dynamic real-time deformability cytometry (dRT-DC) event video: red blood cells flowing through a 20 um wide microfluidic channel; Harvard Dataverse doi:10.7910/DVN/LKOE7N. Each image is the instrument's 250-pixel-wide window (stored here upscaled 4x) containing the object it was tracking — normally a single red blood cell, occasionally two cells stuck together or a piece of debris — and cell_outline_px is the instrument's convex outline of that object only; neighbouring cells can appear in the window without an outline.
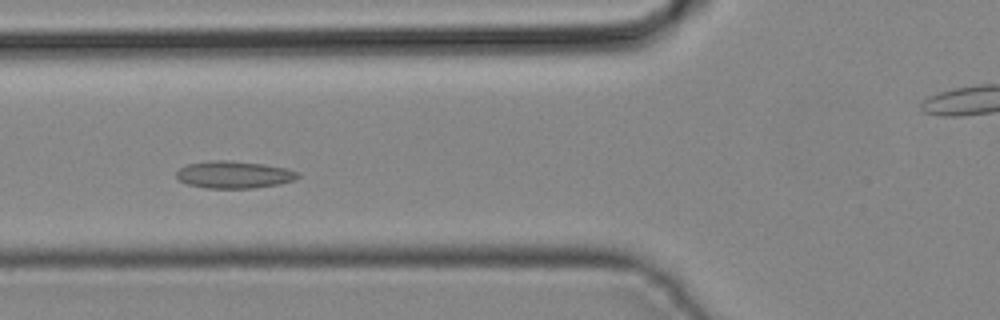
{"species": "common noctule bat (a hibernating species)", "species_latin": "Nyctalus noctula", "temperature_condition": "cold", "stored_images_in_passage": 39, "camera_frame_rate_fps": 3000, "um_per_image_px": 0.085, "animal": {"sex": "male", "body_mass_g": 19.2, "forearm_length_mm": 51.8}, "frame": {"image": 1, "passage_image": 11, "time_ms": 3.333, "image_size_px": [1000, 320], "cell_outline_px": [[300, 176], [296, 180], [280, 184], [252, 188], [208, 188], [188, 184], [180, 180], [176, 176], [176, 172], [180, 168], [188, 164], [212, 160], [228, 160], [264, 164], [288, 168], [300, 172]], "centroid_in_image_um": [19.95, 14.84], "position_along_channel_um": 105.8, "area_um2": 19.36}}
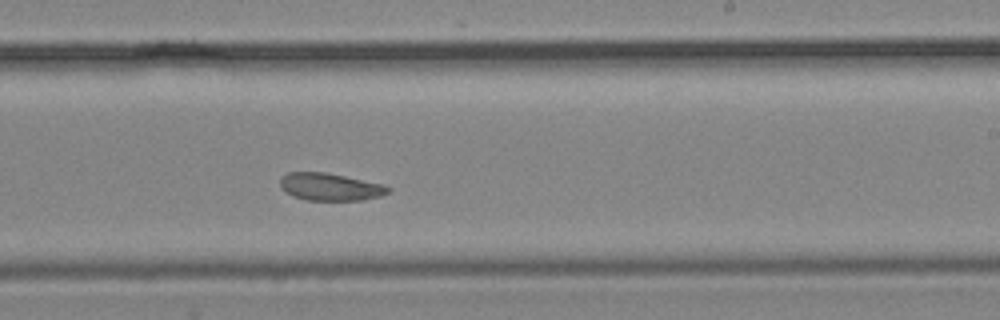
{"frame": {"image": 2, "passage_image": 21, "time_ms": 6.667, "image_size_px": [1000, 320], "cell_outline_px": [[392, 188], [388, 192], [380, 196], [360, 200], [304, 200], [292, 196], [280, 188], [280, 176], [288, 172], [324, 172], [384, 184]], "centroid_in_image_um": [28.02, 15.88], "position_along_channel_um": 261.0, "area_um2": 17.34}}
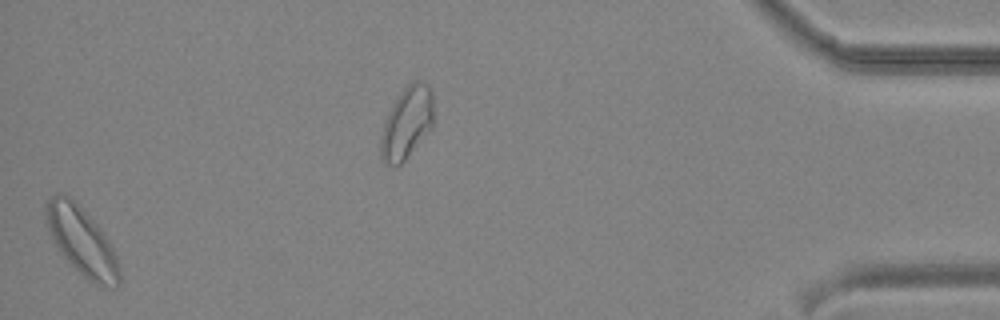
{"frame": {"image": 3, "passage_image": 38, "time_ms": 12.333, "image_size_px": [1000, 320], "cell_outline_px": [[120, 284], [116, 288], [96, 284], [88, 280], [60, 252], [52, 240], [48, 228], [44, 208], [48, 200], [56, 192], [68, 196], [100, 228], [108, 240], [116, 256], [120, 268]], "centroid_in_image_um": [6.95, 20.52], "position_along_channel_um": 428.2, "area_um2": 28.5}}